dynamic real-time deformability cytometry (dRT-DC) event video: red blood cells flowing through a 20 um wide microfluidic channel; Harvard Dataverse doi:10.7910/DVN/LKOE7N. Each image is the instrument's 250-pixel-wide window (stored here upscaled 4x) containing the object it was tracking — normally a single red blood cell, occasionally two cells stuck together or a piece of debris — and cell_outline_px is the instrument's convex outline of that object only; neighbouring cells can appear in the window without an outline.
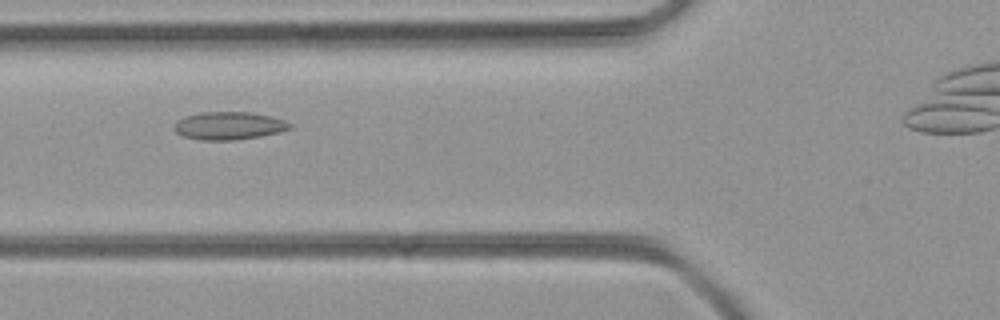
{"species": "common noctule bat (a hibernating species)", "species_latin": "Nyctalus noctula", "temperature_condition": "room temperature", "stored_images_in_passage": 44, "camera_frame_rate_fps": 3000, "um_per_image_px": 0.085, "animal": {"sex": "female", "body_mass_g": 21.9}, "frame": {"image": 1, "passage_image": 19, "time_ms": 6.0, "image_size_px": [1000, 320], "cell_outline_px": [[292, 128], [280, 132], [260, 136], [232, 140], [200, 140], [184, 136], [176, 132], [172, 128], [176, 120], [184, 116], [200, 112], [248, 112], [272, 116], [284, 120], [292, 124]], "centroid_in_image_um": [19.43, 10.68], "position_along_channel_um": 106.4, "area_um2": 18.9}}
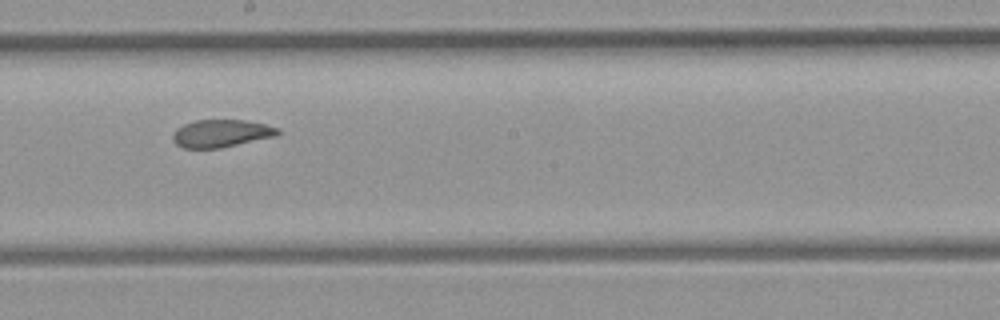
{"frame": {"image": 2, "passage_image": 28, "time_ms": 9.0, "image_size_px": [1000, 320], "cell_outline_px": [[280, 132], [276, 136], [220, 148], [184, 148], [176, 144], [172, 140], [172, 136], [176, 128], [184, 124], [196, 120], [244, 120], [264, 124], [280, 128]], "centroid_in_image_um": [18.79, 11.34], "position_along_channel_um": 229.4, "area_um2": 16.88}}
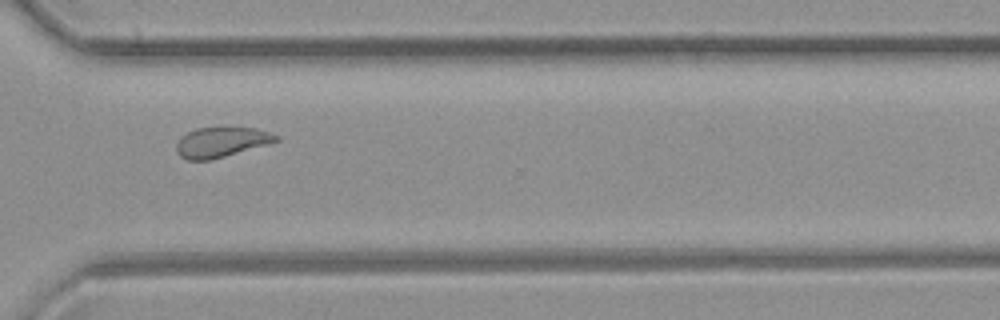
{"frame": {"image": 3, "passage_image": 37, "time_ms": 12.0, "image_size_px": [1000, 320], "cell_outline_px": [[280, 140], [268, 144], [212, 160], [188, 160], [180, 156], [176, 152], [176, 144], [180, 136], [196, 128], [256, 128], [280, 136]], "centroid_in_image_um": [18.79, 12.09], "position_along_channel_um": 351.8, "area_um2": 17.46}}